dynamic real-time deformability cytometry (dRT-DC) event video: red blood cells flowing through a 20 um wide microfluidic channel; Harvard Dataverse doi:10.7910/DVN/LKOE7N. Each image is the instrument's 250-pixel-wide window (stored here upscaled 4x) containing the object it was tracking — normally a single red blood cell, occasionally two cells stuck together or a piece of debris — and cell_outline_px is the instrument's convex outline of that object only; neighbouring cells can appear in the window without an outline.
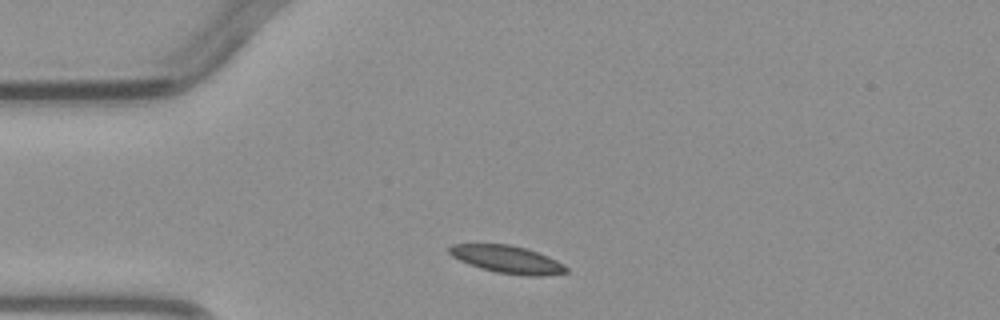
{"species": "common noctule bat (a hibernating species)", "species_latin": "Nyctalus noctula", "temperature_condition": "warm", "stored_images_in_passage": 2, "camera_frame_rate_fps": 3000, "um_per_image_px": 0.085, "animal": {"sex": "male", "body_mass_g": 23.1, "forearm_length_mm": 52.7}, "frame": {"image": 1, "passage_image": 1, "time_ms": 0.0, "image_size_px": [1000, 320], "cell_outline_px": [[568, 272], [544, 276], [524, 276], [496, 272], [480, 268], [468, 264], [452, 256], [448, 252], [448, 248], [452, 244], [508, 244], [524, 248], [548, 256], [564, 264], [568, 268]], "centroid_in_image_um": [43.12, 22.06], "position_along_channel_um": 41.9, "area_um2": 18.79}}
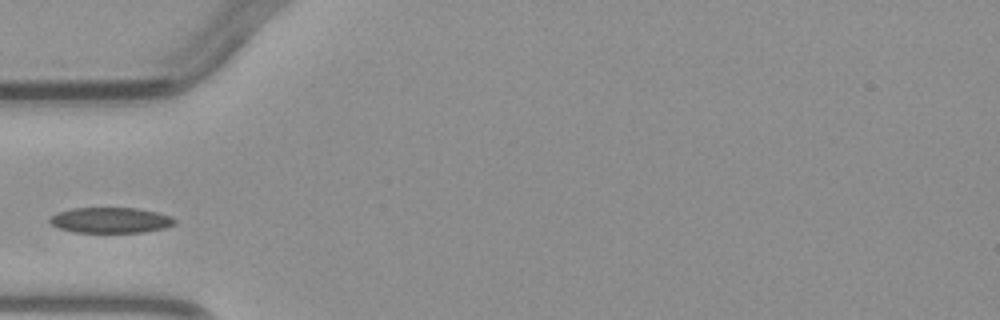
{"frame": {"image": 2, "passage_image": 2, "time_ms": 1.333, "image_size_px": [1000, 320], "cell_outline_px": [[176, 224], [164, 228], [144, 232], [76, 232], [60, 228], [52, 224], [48, 220], [48, 216], [72, 208], [136, 208], [156, 212], [172, 216], [176, 220]], "centroid_in_image_um": [9.42, 18.71], "position_along_channel_um": 75.6, "area_um2": 18.55}}